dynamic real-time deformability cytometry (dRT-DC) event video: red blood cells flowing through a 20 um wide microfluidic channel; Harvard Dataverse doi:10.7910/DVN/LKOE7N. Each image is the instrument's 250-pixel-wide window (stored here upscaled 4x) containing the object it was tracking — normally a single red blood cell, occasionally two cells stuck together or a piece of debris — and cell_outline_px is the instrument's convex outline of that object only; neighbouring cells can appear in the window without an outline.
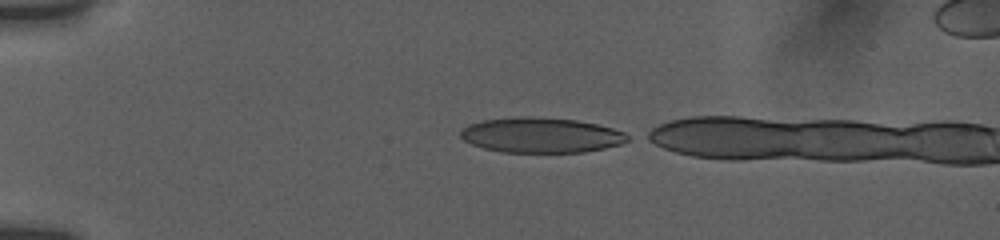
{"species": "human", "species_latin": "Homo sapiens", "temperature_condition": "room temperature", "stored_images_in_passage": 2, "camera_frame_rate_fps": 3000, "um_per_image_px": 0.085, "donor": {"sex": "female"}, "frame": {"image": 1, "passage_image": 1, "time_ms": 0.0, "image_size_px": [1000, 240], "cell_outline_px": [[632, 140], [620, 144], [604, 148], [584, 152], [500, 152], [484, 148], [472, 144], [464, 140], [460, 136], [460, 132], [468, 124], [484, 120], [520, 116], [532, 116], [576, 120], [596, 124], [612, 128], [624, 132], [632, 136]], "centroid_in_image_um": [46.02, 11.49], "position_along_channel_um": 39.0, "area_um2": 34.33}}